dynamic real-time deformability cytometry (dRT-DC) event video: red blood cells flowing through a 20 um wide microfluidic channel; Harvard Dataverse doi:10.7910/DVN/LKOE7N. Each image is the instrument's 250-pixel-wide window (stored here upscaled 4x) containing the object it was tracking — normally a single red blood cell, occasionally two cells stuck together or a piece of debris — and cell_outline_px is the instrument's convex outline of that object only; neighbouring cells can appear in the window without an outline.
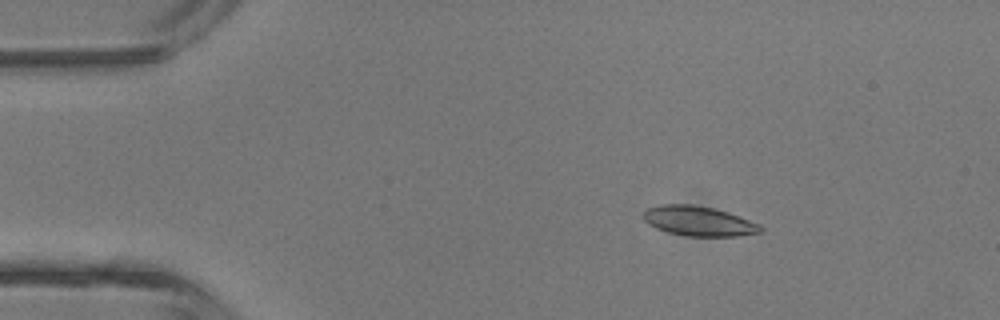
{"species": "common noctule bat (a hibernating species)", "species_latin": "Nyctalus noctula", "temperature_condition": "room temperature", "stored_images_in_passage": 4, "camera_frame_rate_fps": 3000, "um_per_image_px": 0.085, "animal": {"sex": "male", "body_mass_g": 13.3}, "frame": {"image": 1, "passage_image": 1, "time_ms": 0.0, "image_size_px": [1000, 320], "cell_outline_px": [[764, 232], [736, 236], [688, 236], [668, 232], [656, 228], [648, 224], [644, 220], [644, 212], [648, 208], [660, 204], [692, 204], [712, 208], [728, 212], [760, 224], [764, 228]], "centroid_in_image_um": [59.41, 18.79], "position_along_channel_um": 25.6, "area_um2": 20.35}}
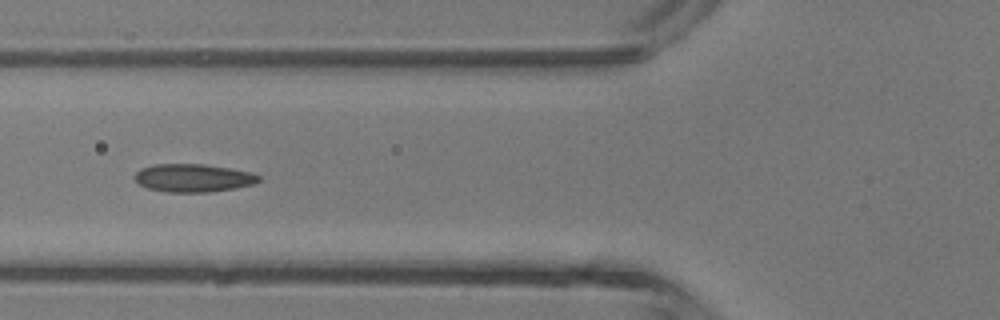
{"frame": {"image": 2, "passage_image": 4, "time_ms": 3.333, "image_size_px": [1000, 320], "cell_outline_px": [[260, 180], [252, 184], [236, 188], [208, 192], [164, 192], [148, 188], [140, 184], [132, 176], [140, 168], [156, 164], [204, 164], [252, 172], [260, 176]], "centroid_in_image_um": [16.4, 15.12], "position_along_channel_um": 109.4, "area_um2": 20.29}}